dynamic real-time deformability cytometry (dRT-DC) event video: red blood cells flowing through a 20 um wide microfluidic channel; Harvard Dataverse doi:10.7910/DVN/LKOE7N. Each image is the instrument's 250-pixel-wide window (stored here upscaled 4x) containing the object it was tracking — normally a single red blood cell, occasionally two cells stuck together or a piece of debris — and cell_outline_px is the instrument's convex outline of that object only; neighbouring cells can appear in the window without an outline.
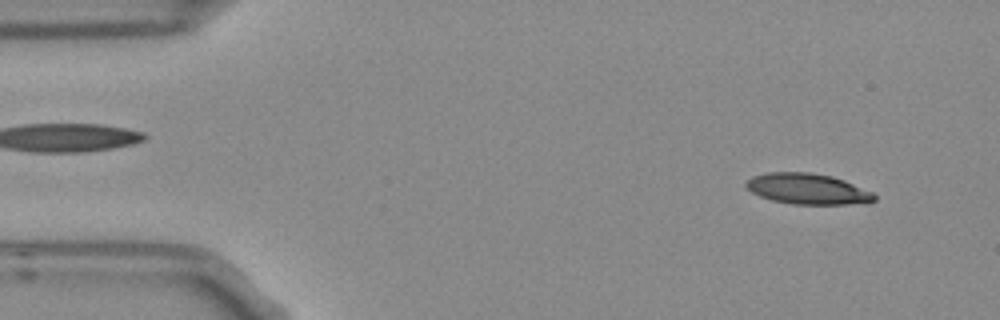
{"species": "Egyptian fruit bat (a non-hibernating species)", "species_latin": "Rousettus aegyptiacus", "temperature_condition": "room temperature", "stored_images_in_passage": 3, "camera_frame_rate_fps": 3000, "um_per_image_px": 0.085, "frame": {"image": 1, "passage_image": 1, "time_ms": 0.0, "image_size_px": [1000, 320], "cell_outline_px": [[876, 200], [868, 204], [792, 204], [772, 200], [760, 196], [752, 192], [744, 184], [752, 176], [768, 172], [808, 172], [832, 176], [844, 180], [872, 192], [876, 196]], "centroid_in_image_um": [68.68, 16.06], "position_along_channel_um": 16.3, "area_um2": 23.06}}